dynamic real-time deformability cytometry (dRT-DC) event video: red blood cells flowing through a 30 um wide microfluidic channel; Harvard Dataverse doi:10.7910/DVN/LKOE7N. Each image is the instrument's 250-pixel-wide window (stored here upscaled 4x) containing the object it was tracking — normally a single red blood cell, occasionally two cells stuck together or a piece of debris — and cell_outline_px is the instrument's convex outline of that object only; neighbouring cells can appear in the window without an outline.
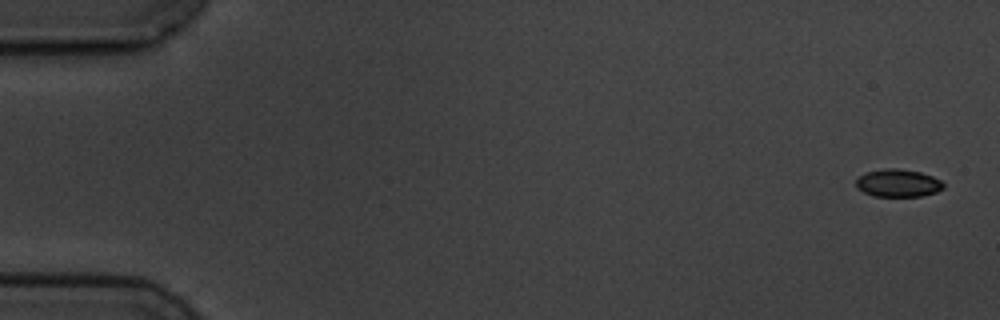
{"species": "common noctule bat (a hibernating species)", "species_latin": "Nyctalus noctula", "temperature_condition": "cold", "stored_images_in_passage": 6, "camera_frame_rate_fps": 3000, "um_per_image_px": 0.085, "animal": {"sex": "male", "body_mass_g": 19.5, "forearm_length_mm": 54.6}, "frame": {"image": 1, "passage_image": 1, "time_ms": 0.0, "image_size_px": [1000, 320], "cell_outline_px": [[944, 188], [936, 192], [920, 196], [872, 196], [856, 188], [856, 180], [860, 176], [868, 172], [884, 168], [896, 168], [920, 172], [932, 176], [940, 180], [944, 184]], "centroid_in_image_um": [76.33, 15.56], "position_along_channel_um": 8.7, "area_um2": 14.05}}